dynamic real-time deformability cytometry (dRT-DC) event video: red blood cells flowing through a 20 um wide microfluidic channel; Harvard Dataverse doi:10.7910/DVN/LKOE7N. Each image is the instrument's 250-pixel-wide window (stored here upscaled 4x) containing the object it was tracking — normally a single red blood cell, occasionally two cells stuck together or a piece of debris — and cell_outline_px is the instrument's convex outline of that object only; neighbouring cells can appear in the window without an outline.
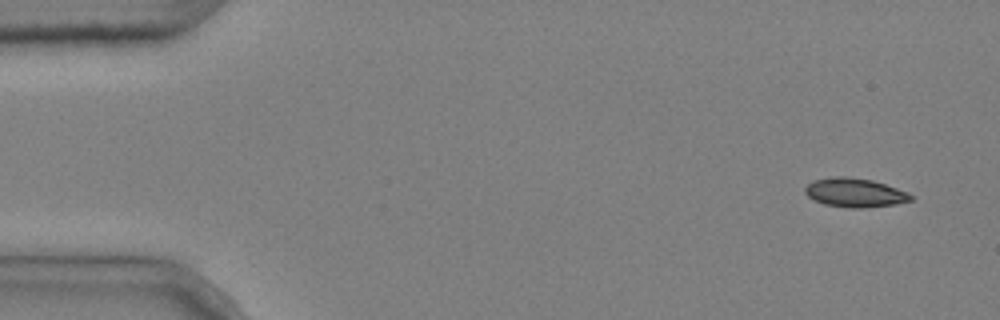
{"species": "common noctule bat (a hibernating species)", "species_latin": "Nyctalus noctula", "temperature_condition": "cold", "stored_images_in_passage": 5, "camera_frame_rate_fps": 3000, "um_per_image_px": 0.085, "animal": {"sex": "male", "body_mass_g": 20.4}, "frame": {"image": 1, "passage_image": 1, "time_ms": 0.0, "image_size_px": [1000, 320], "cell_outline_px": [[912, 200], [896, 204], [864, 208], [848, 208], [824, 204], [812, 200], [804, 192], [804, 188], [812, 180], [832, 176], [844, 176], [872, 180], [908, 192], [912, 196]], "centroid_in_image_um": [72.61, 16.38], "position_along_channel_um": 12.4, "area_um2": 17.98}}
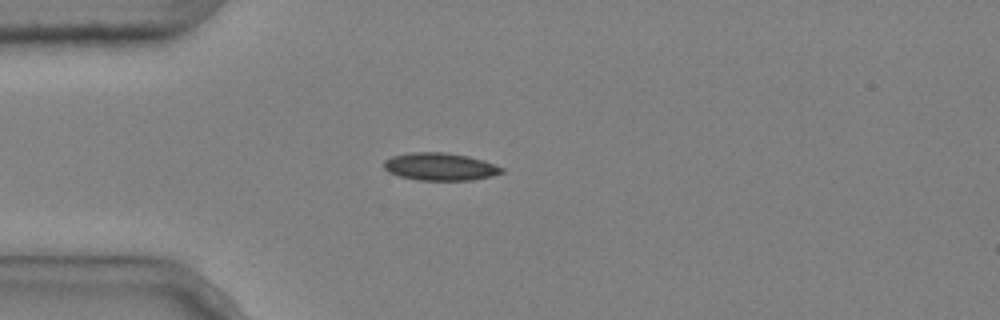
{"frame": {"image": 2, "passage_image": 4, "time_ms": 1.0, "image_size_px": [1000, 320], "cell_outline_px": [[504, 172], [492, 176], [472, 180], [416, 180], [400, 176], [388, 172], [384, 168], [384, 160], [392, 156], [412, 152], [444, 152], [468, 156], [484, 160], [496, 164], [504, 168]], "centroid_in_image_um": [37.43, 14.16], "position_along_channel_um": 47.6, "area_um2": 19.07}}